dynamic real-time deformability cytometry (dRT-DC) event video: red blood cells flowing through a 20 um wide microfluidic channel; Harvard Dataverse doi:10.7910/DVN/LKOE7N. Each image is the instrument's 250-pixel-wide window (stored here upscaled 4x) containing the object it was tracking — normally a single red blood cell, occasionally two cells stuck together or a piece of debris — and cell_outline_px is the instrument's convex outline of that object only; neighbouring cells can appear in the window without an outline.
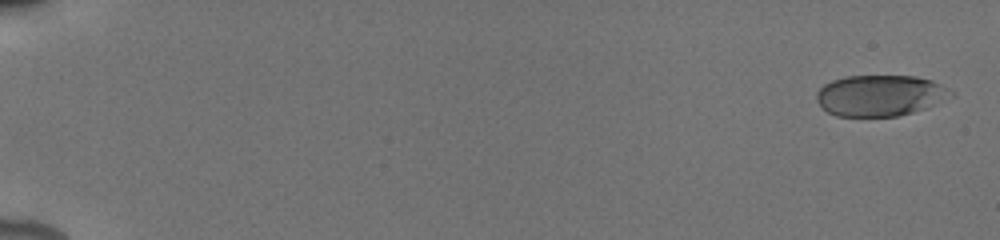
{"species": "human", "species_latin": "Homo sapiens", "temperature_condition": "cold", "stored_images_in_passage": 25, "camera_frame_rate_fps": 3000, "um_per_image_px": 0.085, "donor": {"sex": "male"}, "frame": {"image": 1, "passage_image": 1, "time_ms": 0.0, "image_size_px": [1000, 240], "cell_outline_px": [[956, 96], [924, 108], [912, 112], [896, 116], [836, 116], [828, 112], [816, 100], [816, 92], [824, 84], [832, 80], [844, 76], [916, 76], [932, 80], [956, 92]], "centroid_in_image_um": [74.84, 8.11], "position_along_channel_um": 10.2, "area_um2": 32.31}}
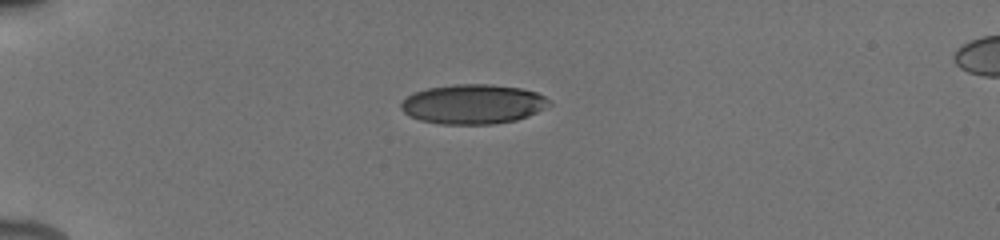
{"frame": {"image": 2, "passage_image": 19, "time_ms": 4.667, "image_size_px": [1000, 240], "cell_outline_px": [[552, 104], [528, 116], [516, 120], [492, 124], [440, 124], [420, 120], [408, 116], [400, 108], [400, 104], [408, 96], [416, 92], [428, 88], [452, 84], [492, 84], [520, 88], [536, 92], [544, 96]], "centroid_in_image_um": [40.2, 8.85], "position_along_channel_um": 44.8, "area_um2": 34.16}}
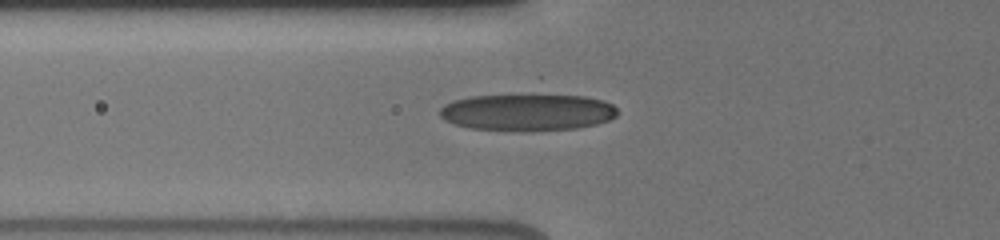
{"frame": {"image": 3, "passage_image": 24, "time_ms": 6.667, "image_size_px": [1000, 240], "cell_outline_px": [[616, 116], [608, 120], [596, 124], [576, 128], [468, 128], [444, 120], [440, 116], [440, 108], [444, 104], [452, 100], [468, 96], [540, 92], [584, 96], [604, 100], [612, 104], [616, 108]], "centroid_in_image_um": [44.82, 9.44], "position_along_channel_um": 81.0, "area_um2": 38.21}}